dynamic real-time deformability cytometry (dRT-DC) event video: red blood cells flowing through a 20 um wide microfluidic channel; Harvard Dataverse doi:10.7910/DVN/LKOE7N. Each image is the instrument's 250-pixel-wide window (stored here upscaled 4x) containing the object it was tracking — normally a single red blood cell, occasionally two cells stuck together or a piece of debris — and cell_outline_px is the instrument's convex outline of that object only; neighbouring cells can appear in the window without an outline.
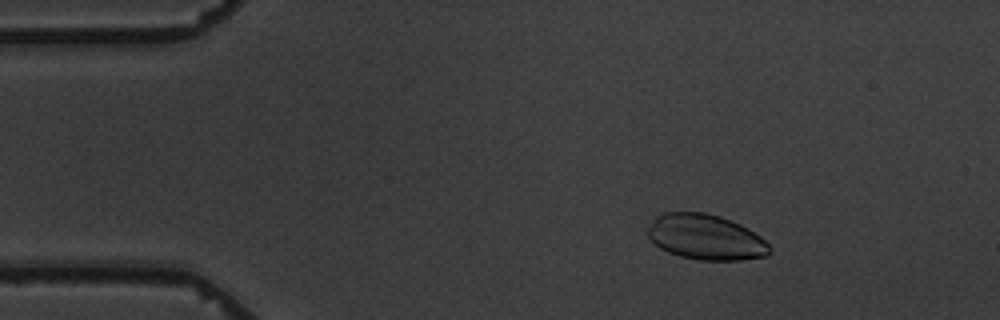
{"species": "common noctule bat (a hibernating species)", "species_latin": "Nyctalus noctula", "temperature_condition": "warm", "stored_images_in_passage": 5, "segment_of_instrument_passage": [1, 2], "camera_frame_rate_fps": 3000, "um_per_image_px": 0.085, "animal": {"sex": "male", "body_mass_g": 19.5, "forearm_length_mm": 54.6}, "frame": {"image": 1, "passage_image": 2, "time_ms": 1.0, "image_size_px": [1000, 320], "cell_outline_px": [[772, 248], [764, 256], [740, 260], [700, 260], [680, 256], [668, 252], [660, 248], [648, 236], [648, 228], [656, 216], [664, 212], [704, 212], [720, 216], [740, 224], [748, 228], [760, 236]], "centroid_in_image_um": [59.98, 20.15], "position_along_channel_um": 25.0, "area_um2": 32.02}}